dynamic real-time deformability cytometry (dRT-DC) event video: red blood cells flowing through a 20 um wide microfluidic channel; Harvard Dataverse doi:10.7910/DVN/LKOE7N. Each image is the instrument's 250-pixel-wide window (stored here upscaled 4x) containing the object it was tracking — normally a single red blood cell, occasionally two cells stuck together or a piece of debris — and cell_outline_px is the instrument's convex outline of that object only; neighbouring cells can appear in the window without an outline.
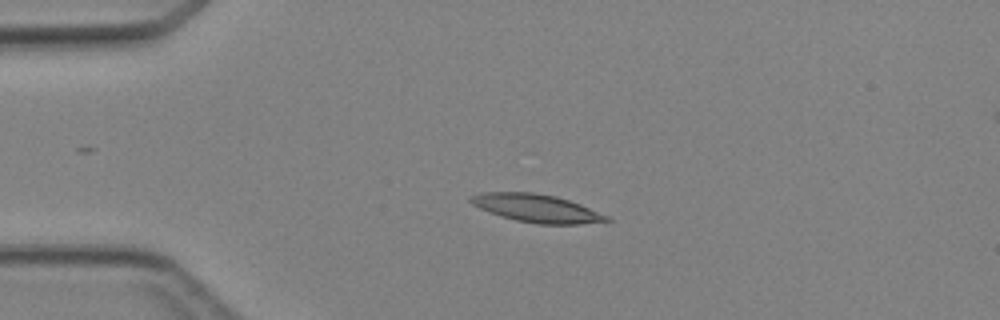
{"species": "Egyptian fruit bat (a non-hibernating species)", "species_latin": "Rousettus aegyptiacus", "temperature_condition": "cold", "stored_images_in_passage": 6, "camera_frame_rate_fps": 3000, "um_per_image_px": 0.085, "animal": {"sex": "female"}, "frame": {"image": 1, "passage_image": 4, "time_ms": 3.333, "image_size_px": [1000, 320], "cell_outline_px": [[612, 220], [580, 224], [540, 224], [516, 220], [500, 216], [488, 212], [472, 204], [468, 200], [468, 196], [480, 192], [532, 192], [556, 196], [580, 204], [608, 216]], "centroid_in_image_um": [45.55, 17.69], "position_along_channel_um": 39.4, "area_um2": 22.14}}
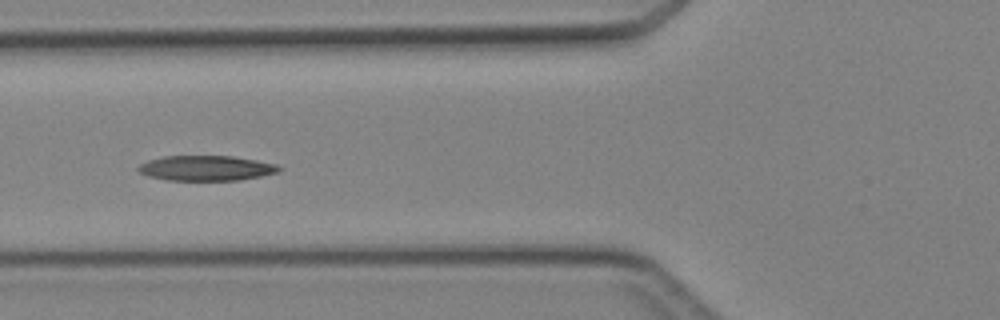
{"frame": {"image": 2, "passage_image": 6, "time_ms": 5.667, "image_size_px": [1000, 320], "cell_outline_px": [[280, 172], [240, 180], [168, 180], [148, 176], [140, 172], [136, 168], [140, 164], [148, 160], [164, 156], [232, 156], [256, 160], [276, 164], [280, 168]], "centroid_in_image_um": [17.51, 14.29], "position_along_channel_um": 108.3, "area_um2": 20.52}}